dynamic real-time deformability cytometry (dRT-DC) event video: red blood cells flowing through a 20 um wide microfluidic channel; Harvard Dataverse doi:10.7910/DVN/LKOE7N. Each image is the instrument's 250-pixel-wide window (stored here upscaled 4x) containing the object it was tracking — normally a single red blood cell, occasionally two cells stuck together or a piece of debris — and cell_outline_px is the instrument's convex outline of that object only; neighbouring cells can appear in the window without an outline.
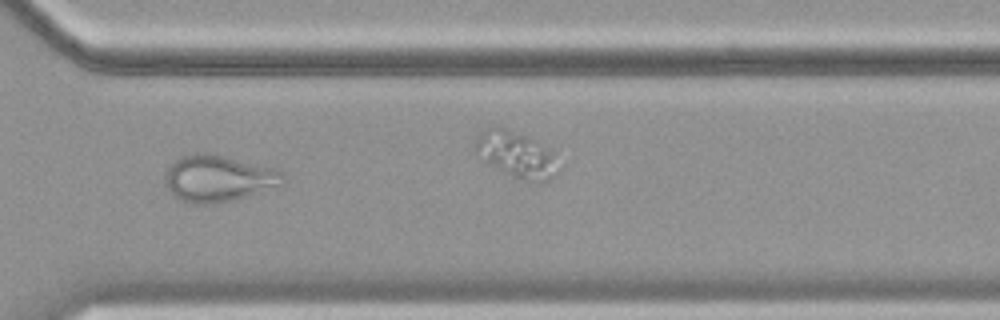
{"species": "common noctule bat (a hibernating species)", "species_latin": "Nyctalus noctula", "temperature_condition": "cold", "stored_images_in_passage": 48, "camera_frame_rate_fps": 3000, "um_per_image_px": 0.085, "animal": {"sex": "female", "body_mass_g": 19.9}, "frame": {"image": 1, "passage_image": 40, "time_ms": 13.0, "image_size_px": [1000, 320], "cell_outline_px": [[284, 184], [236, 200], [212, 204], [196, 204], [180, 200], [164, 184], [164, 172], [176, 160], [184, 156], [196, 152], [208, 152], [276, 168], [284, 172]], "centroid_in_image_um": [18.58, 15.17], "position_along_channel_um": 352.0, "area_um2": 32.25}}
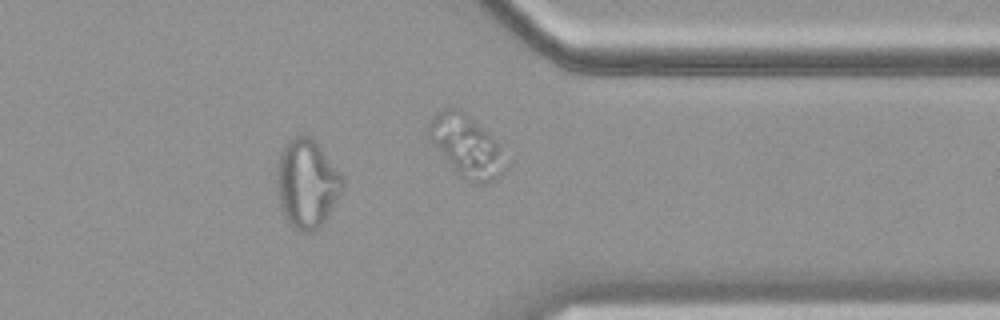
{"frame": {"image": 2, "passage_image": 44, "time_ms": 14.333, "image_size_px": [1000, 320], "cell_outline_px": [[344, 184], [324, 224], [316, 232], [304, 232], [296, 228], [284, 216], [280, 204], [276, 180], [280, 156], [284, 148], [292, 136], [312, 136], [316, 140], [344, 176]], "centroid_in_image_um": [26.12, 15.6], "position_along_channel_um": 385.3, "area_um2": 33.87}}